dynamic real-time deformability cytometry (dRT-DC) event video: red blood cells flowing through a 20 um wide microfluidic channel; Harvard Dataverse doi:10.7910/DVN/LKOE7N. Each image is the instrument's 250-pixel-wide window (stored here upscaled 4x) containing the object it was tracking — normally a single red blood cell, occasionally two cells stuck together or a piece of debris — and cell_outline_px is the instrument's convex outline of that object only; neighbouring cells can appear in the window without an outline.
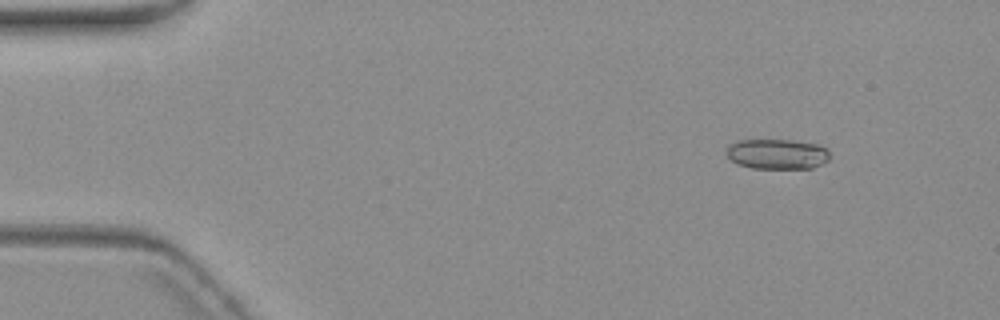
{"species": "common noctule bat (a hibernating species)", "species_latin": "Nyctalus noctula", "temperature_condition": "warm", "stored_images_in_passage": 4, "camera_frame_rate_fps": 3000, "um_per_image_px": 0.085, "animal": {"sex": "female", "body_mass_g": 19.3, "forearm_length_mm": 54.1}, "frame": {"image": 1, "passage_image": 1, "time_ms": 0.0, "image_size_px": [1000, 320], "cell_outline_px": [[828, 160], [812, 168], [752, 168], [740, 164], [732, 160], [724, 152], [728, 144], [740, 140], [792, 140], [816, 144], [824, 148], [828, 152]], "centroid_in_image_um": [66.01, 13.08], "position_along_channel_um": 19.0, "area_um2": 17.98}}